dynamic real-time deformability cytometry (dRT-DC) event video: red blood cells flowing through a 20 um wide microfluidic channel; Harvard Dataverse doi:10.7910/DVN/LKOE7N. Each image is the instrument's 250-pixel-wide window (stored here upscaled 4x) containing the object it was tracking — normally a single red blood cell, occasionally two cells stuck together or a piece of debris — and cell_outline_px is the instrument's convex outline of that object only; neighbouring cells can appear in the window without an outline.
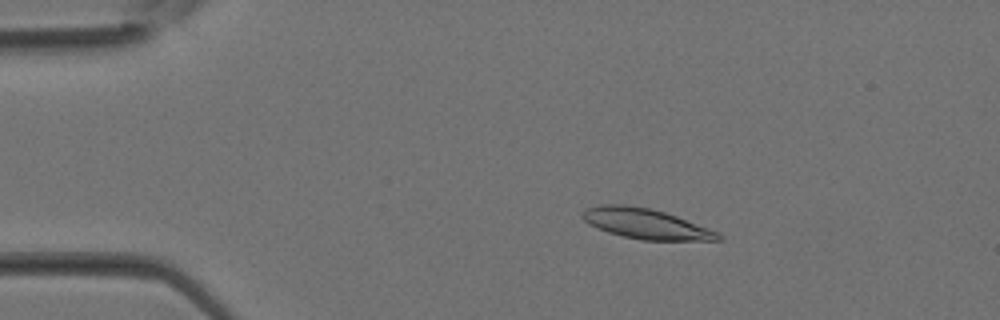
{"species": "Egyptian fruit bat (a non-hibernating species)", "species_latin": "Rousettus aegyptiacus", "temperature_condition": "room temperature", "stored_images_in_passage": 35, "camera_frame_rate_fps": 3000, "um_per_image_px": 0.085, "animal": {"sex": "female"}, "frame": {"image": 1, "passage_image": 6, "time_ms": 1.667, "image_size_px": [1000, 320], "cell_outline_px": [[724, 240], [640, 240], [608, 232], [588, 224], [580, 216], [588, 208], [600, 204], [624, 204], [648, 208], [664, 212], [676, 216], [720, 232], [724, 236]], "centroid_in_image_um": [54.92, 19.02], "position_along_channel_um": 30.1, "area_um2": 23.87}}
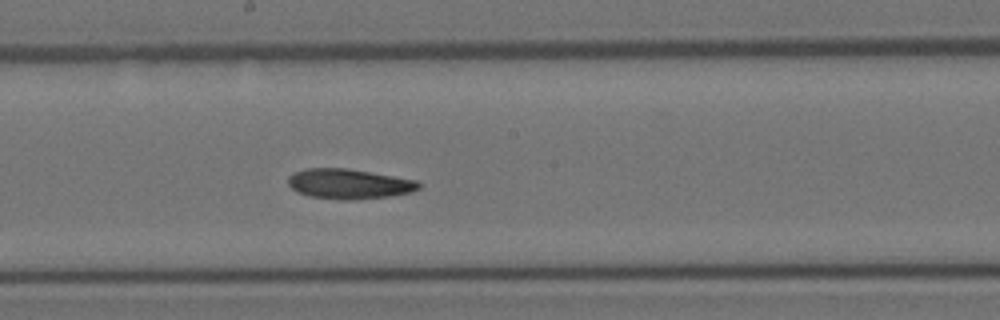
{"frame": {"image": 2, "passage_image": 19, "time_ms": 6.0, "image_size_px": [1000, 320], "cell_outline_px": [[420, 188], [412, 192], [388, 196], [356, 200], [344, 200], [308, 196], [296, 192], [288, 184], [288, 176], [296, 172], [308, 168], [348, 168], [416, 180], [420, 184]], "centroid_in_image_um": [29.65, 15.63], "position_along_channel_um": 218.6, "area_um2": 22.83}}
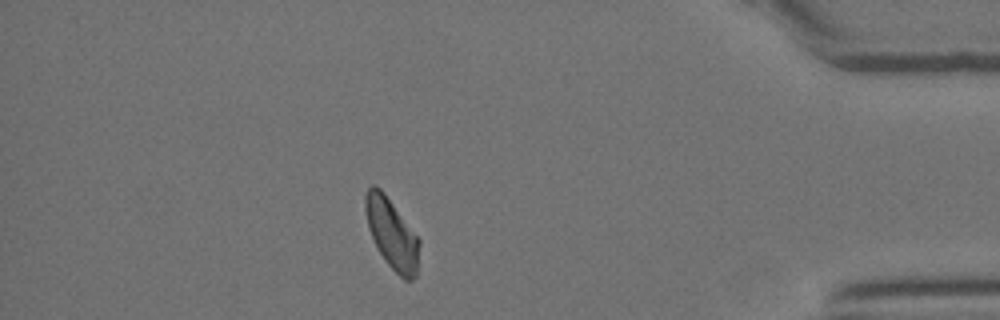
{"frame": {"image": 3, "passage_image": 31, "time_ms": 10.0, "image_size_px": [1000, 320], "cell_outline_px": [[420, 244], [416, 276], [412, 280], [404, 280], [384, 260], [368, 228], [364, 208], [364, 196], [368, 188], [372, 184], [376, 184], [384, 192], [420, 240]], "centroid_in_image_um": [33.29, 19.84], "position_along_channel_um": 401.9, "area_um2": 21.96}}